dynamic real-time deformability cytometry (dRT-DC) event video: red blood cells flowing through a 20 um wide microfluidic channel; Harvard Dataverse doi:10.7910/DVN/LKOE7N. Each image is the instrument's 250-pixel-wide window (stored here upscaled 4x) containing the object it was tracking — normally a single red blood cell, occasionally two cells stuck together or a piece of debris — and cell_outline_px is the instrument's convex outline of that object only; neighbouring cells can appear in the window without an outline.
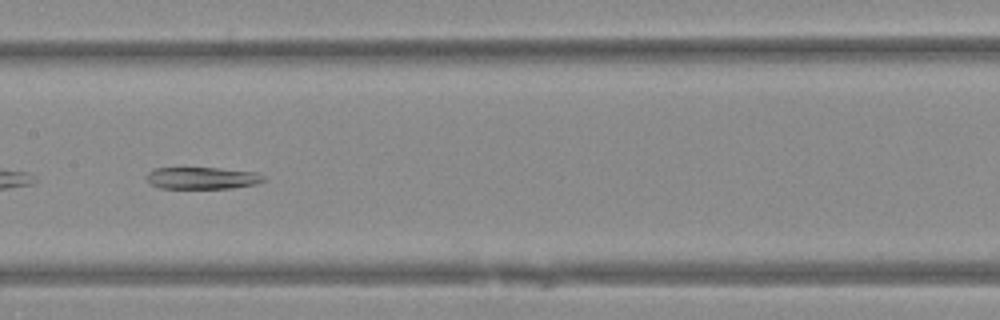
{"species": "Egyptian fruit bat (a non-hibernating species)", "species_latin": "Rousettus aegyptiacus", "temperature_condition": "warm", "stored_images_in_passage": 32, "camera_frame_rate_fps": 3000, "um_per_image_px": 0.085, "animal": {"sex": "female"}, "frame": {"image": 1, "passage_image": 10, "time_ms": 3.0, "image_size_px": [1000, 320], "cell_outline_px": [[264, 180], [256, 184], [232, 188], [160, 188], [148, 184], [148, 172], [156, 168], [216, 168], [256, 172], [264, 176]], "centroid_in_image_um": [17.18, 15.14], "position_along_channel_um": 190.2, "area_um2": 14.85}}
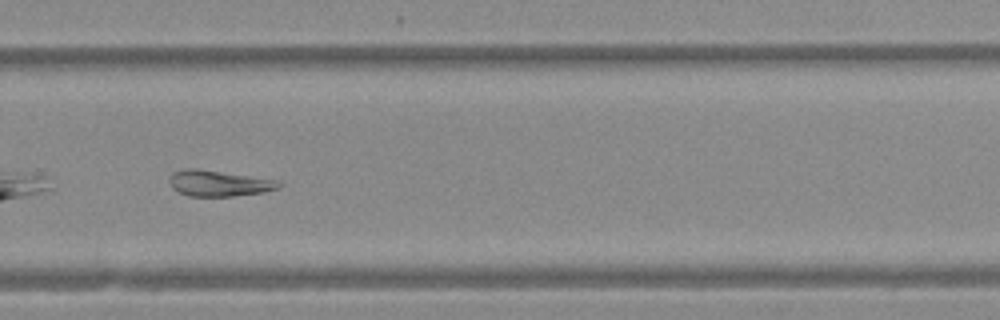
{"frame": {"image": 2, "passage_image": 19, "time_ms": 6.0, "image_size_px": [1000, 320], "cell_outline_px": [[284, 184], [276, 188], [264, 192], [236, 196], [188, 196], [172, 188], [168, 180], [172, 172], [184, 168], [196, 168], [280, 180]], "centroid_in_image_um": [18.6, 15.57], "position_along_channel_um": 311.2, "area_um2": 16.7}}